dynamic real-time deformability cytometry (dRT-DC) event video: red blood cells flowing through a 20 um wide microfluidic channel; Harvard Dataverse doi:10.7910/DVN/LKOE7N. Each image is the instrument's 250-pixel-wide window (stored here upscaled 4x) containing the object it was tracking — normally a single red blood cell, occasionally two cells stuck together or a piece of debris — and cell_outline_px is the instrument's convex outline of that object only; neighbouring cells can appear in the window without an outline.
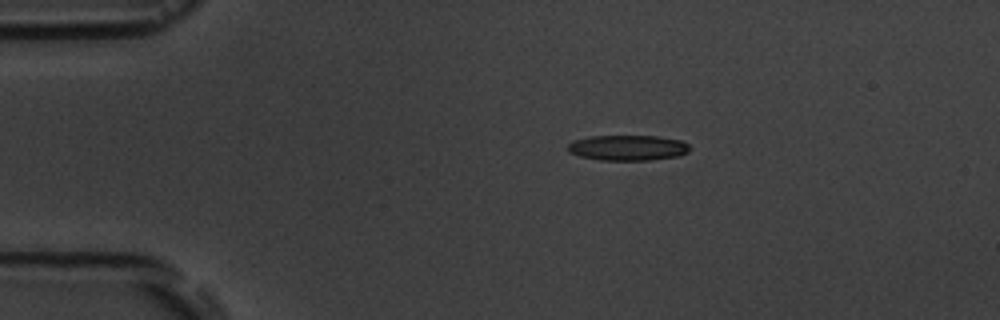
{"species": "common noctule bat (a hibernating species)", "species_latin": "Nyctalus noctula", "temperature_condition": "room temperature", "stored_images_in_passage": 7, "camera_frame_rate_fps": 3000, "um_per_image_px": 0.085, "animal": {"sex": "male", "body_mass_g": 19.5, "forearm_length_mm": 54.6}, "frame": {"image": 1, "passage_image": 4, "time_ms": 3.333, "image_size_px": [1000, 320], "cell_outline_px": [[692, 148], [688, 152], [680, 156], [652, 160], [600, 160], [580, 156], [568, 152], [568, 144], [572, 140], [592, 136], [656, 136], [680, 140], [688, 144]], "centroid_in_image_um": [53.38, 12.56], "position_along_channel_um": 31.6, "area_um2": 18.21}}
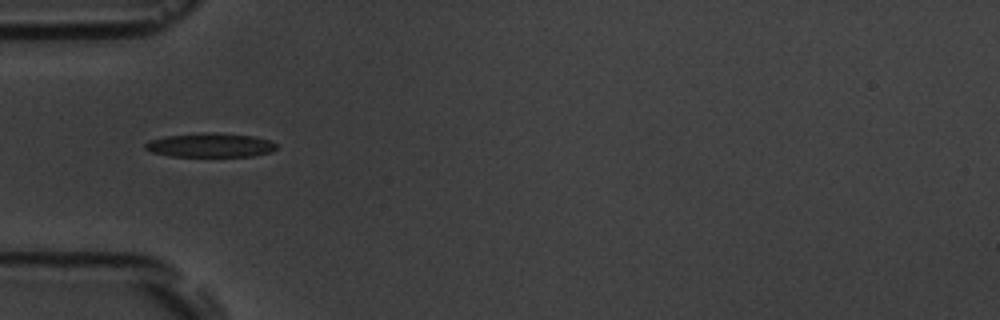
{"frame": {"image": 2, "passage_image": 6, "time_ms": 5.667, "image_size_px": [1000, 320], "cell_outline_px": [[276, 148], [272, 152], [252, 156], [168, 156], [152, 152], [144, 148], [144, 144], [148, 140], [168, 136], [204, 132], [220, 132], [252, 136], [272, 140], [276, 144]], "centroid_in_image_um": [17.89, 12.33], "position_along_channel_um": 67.1, "area_um2": 18.55}}
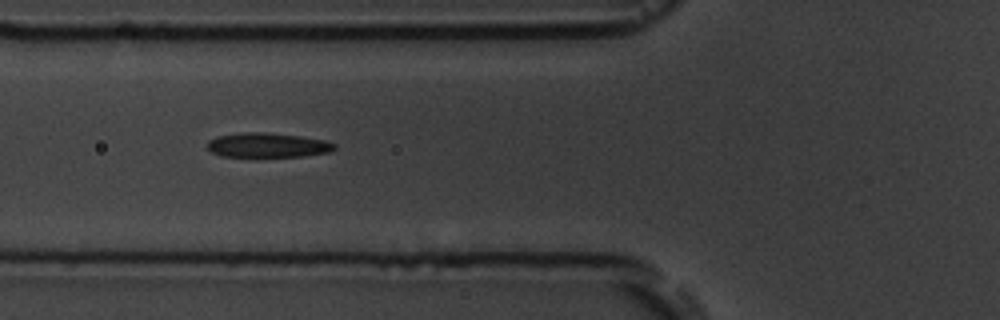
{"frame": {"image": 3, "passage_image": 7, "time_ms": 6.667, "image_size_px": [1000, 320], "cell_outline_px": [[336, 148], [328, 152], [304, 156], [256, 160], [220, 156], [212, 152], [208, 148], [208, 140], [220, 136], [244, 132], [264, 132], [300, 136], [324, 140], [336, 144]], "centroid_in_image_um": [22.72, 12.4], "position_along_channel_um": 103.1, "area_um2": 19.13}}